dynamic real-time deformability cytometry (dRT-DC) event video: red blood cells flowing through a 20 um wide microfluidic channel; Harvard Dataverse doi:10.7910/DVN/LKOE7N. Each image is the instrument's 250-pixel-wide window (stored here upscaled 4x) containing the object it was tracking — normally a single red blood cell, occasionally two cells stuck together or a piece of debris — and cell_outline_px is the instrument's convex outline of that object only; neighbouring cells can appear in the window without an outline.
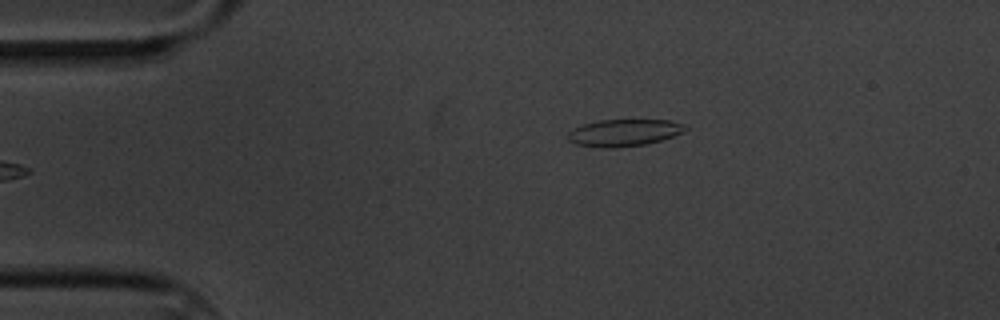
{"species": "common noctule bat (a hibernating species)", "species_latin": "Nyctalus noctula", "temperature_condition": "cold", "stored_images_in_passage": 5, "camera_frame_rate_fps": 3000, "um_per_image_px": 0.085, "animal": {"sex": "male", "body_mass_g": 20.1, "forearm_length_mm": 53.5}, "frame": {"image": 1, "passage_image": 5, "time_ms": 5.333, "image_size_px": [1000, 320], "cell_outline_px": [[688, 128], [684, 132], [660, 140], [644, 144], [612, 148], [600, 148], [576, 144], [568, 140], [568, 132], [580, 124], [600, 120], [668, 120], [684, 124]], "centroid_in_image_um": [53.01, 11.27], "position_along_channel_um": 32.0, "area_um2": 18.44}}